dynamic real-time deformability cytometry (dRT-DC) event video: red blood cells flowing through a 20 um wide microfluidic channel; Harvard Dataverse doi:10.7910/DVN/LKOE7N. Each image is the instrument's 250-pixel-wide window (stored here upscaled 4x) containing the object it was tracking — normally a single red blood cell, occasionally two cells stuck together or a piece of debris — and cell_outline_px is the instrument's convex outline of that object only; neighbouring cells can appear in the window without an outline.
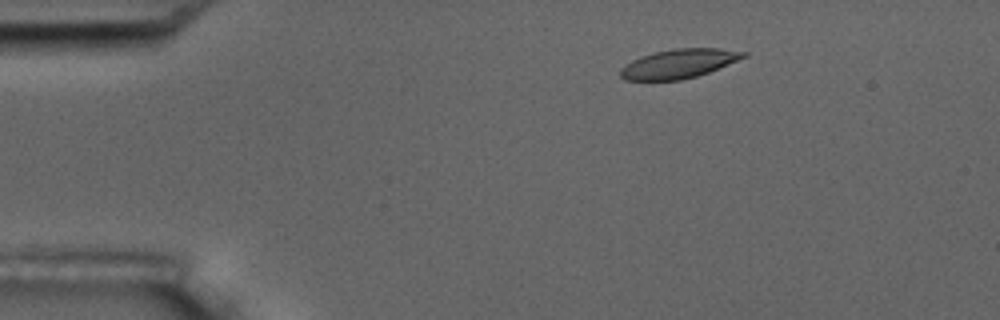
{"species": "common noctule bat (a hibernating species)", "species_latin": "Nyctalus noctula", "temperature_condition": "room temperature", "stored_images_in_passage": 5, "camera_frame_rate_fps": 3000, "um_per_image_px": 0.085, "animal": {"sex": "male", "body_mass_g": 17.5, "forearm_length_mm": 52.3}, "frame": {"image": 1, "passage_image": 3, "time_ms": 2.333, "image_size_px": [1000, 320], "cell_outline_px": [[748, 56], [708, 72], [696, 76], [680, 80], [624, 80], [620, 76], [620, 68], [632, 60], [640, 56], [656, 52], [676, 48], [720, 48], [748, 52]], "centroid_in_image_um": [57.7, 5.41], "position_along_channel_um": 27.3, "area_um2": 20.81}}